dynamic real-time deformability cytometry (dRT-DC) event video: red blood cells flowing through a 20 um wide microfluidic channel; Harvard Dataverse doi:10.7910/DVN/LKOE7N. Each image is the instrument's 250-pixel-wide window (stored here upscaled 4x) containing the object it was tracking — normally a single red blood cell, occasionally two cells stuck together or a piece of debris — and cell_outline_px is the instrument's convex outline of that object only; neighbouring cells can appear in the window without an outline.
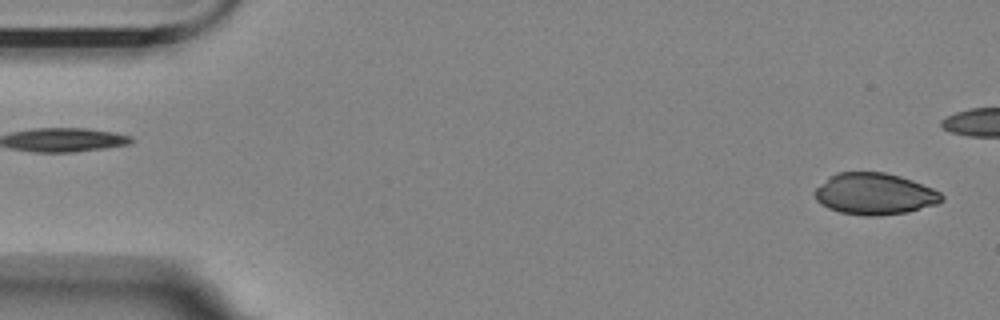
{"species": "Egyptian fruit bat (a non-hibernating species)", "species_latin": "Rousettus aegyptiacus", "temperature_condition": "room temperature", "stored_images_in_passage": 44, "camera_frame_rate_fps": 3000, "um_per_image_px": 0.085, "animal": {"sex": "female"}, "frame": {"image": 1, "passage_image": 1, "time_ms": 0.0, "image_size_px": [1000, 320], "cell_outline_px": [[944, 200], [936, 204], [908, 212], [876, 216], [864, 216], [840, 212], [828, 208], [820, 204], [816, 200], [812, 192], [828, 176], [836, 172], [884, 172], [900, 176], [912, 180], [932, 188], [940, 192], [944, 196]], "centroid_in_image_um": [74.31, 16.48], "position_along_channel_um": 10.7, "area_um2": 30.98}}
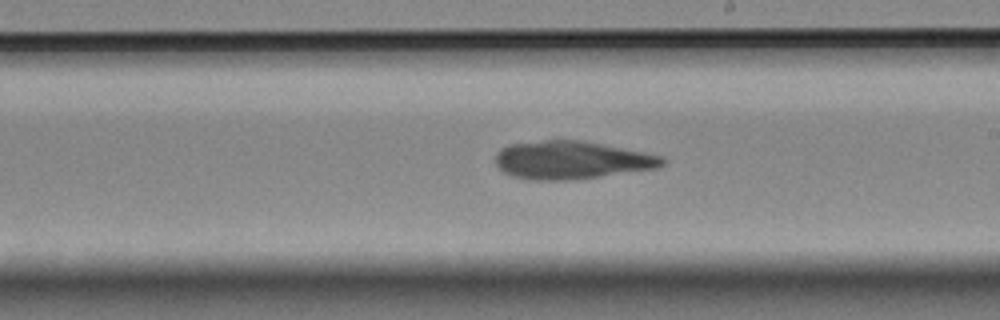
{"frame": {"image": 2, "passage_image": 30, "time_ms": 9.667, "image_size_px": [1000, 320], "cell_outline_px": [[668, 160], [664, 164], [656, 168], [568, 180], [528, 180], [512, 176], [504, 172], [496, 164], [496, 152], [500, 148], [508, 144], [544, 140], [580, 140], [644, 152], [660, 156]], "centroid_in_image_um": [48.53, 13.6], "position_along_channel_um": 240.5, "area_um2": 36.7}}
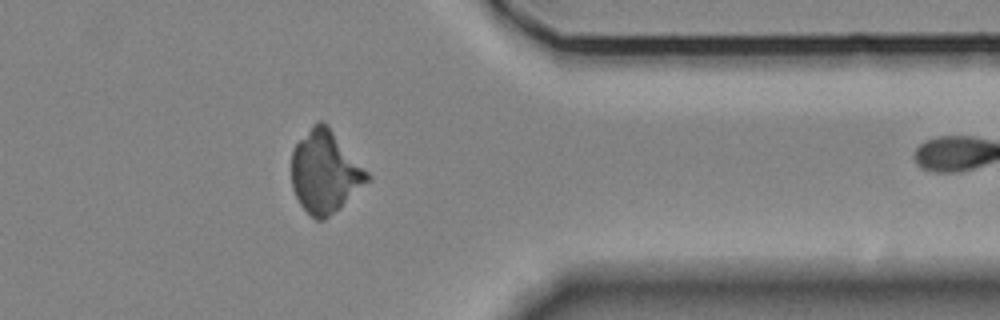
{"frame": {"image": 3, "passage_image": 43, "time_ms": 14.0, "image_size_px": [1000, 320], "cell_outline_px": [[372, 176], [340, 208], [324, 220], [316, 220], [300, 204], [292, 188], [292, 152], [296, 144], [312, 124], [320, 120], [324, 120], [328, 124]], "centroid_in_image_um": [27.63, 14.58], "position_along_channel_um": 383.8, "area_um2": 36.18}}